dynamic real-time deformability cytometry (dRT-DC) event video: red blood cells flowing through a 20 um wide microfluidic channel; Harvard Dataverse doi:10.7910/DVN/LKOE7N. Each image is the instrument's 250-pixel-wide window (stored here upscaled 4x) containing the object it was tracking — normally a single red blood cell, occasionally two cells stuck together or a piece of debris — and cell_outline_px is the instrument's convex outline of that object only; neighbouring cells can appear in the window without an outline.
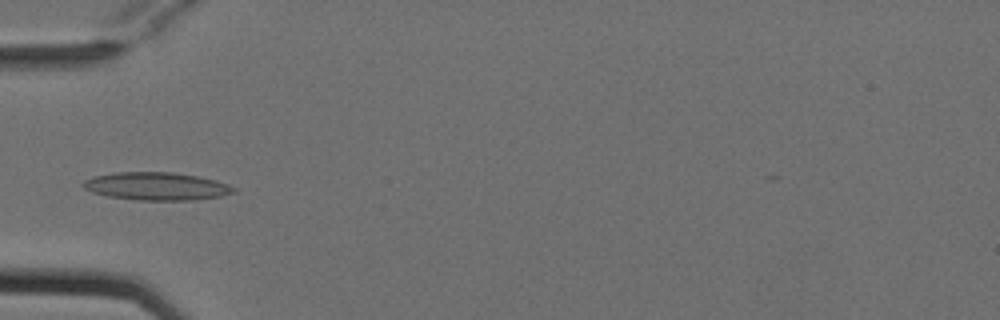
{"species": "Egyptian fruit bat (a non-hibernating species)", "species_latin": "Rousettus aegyptiacus", "temperature_condition": "cold", "stored_images_in_passage": 5, "camera_frame_rate_fps": 3000, "um_per_image_px": 0.085, "animal": {"sex": "female"}, "frame": {"image": 1, "passage_image": 4, "time_ms": 1.0, "image_size_px": [1000, 320], "cell_outline_px": [[236, 192], [220, 196], [192, 200], [140, 200], [108, 196], [92, 192], [84, 188], [80, 184], [84, 180], [92, 176], [116, 172], [172, 172], [196, 176], [228, 184], [236, 188]], "centroid_in_image_um": [13.26, 15.83], "position_along_channel_um": 71.7, "area_um2": 24.33}}
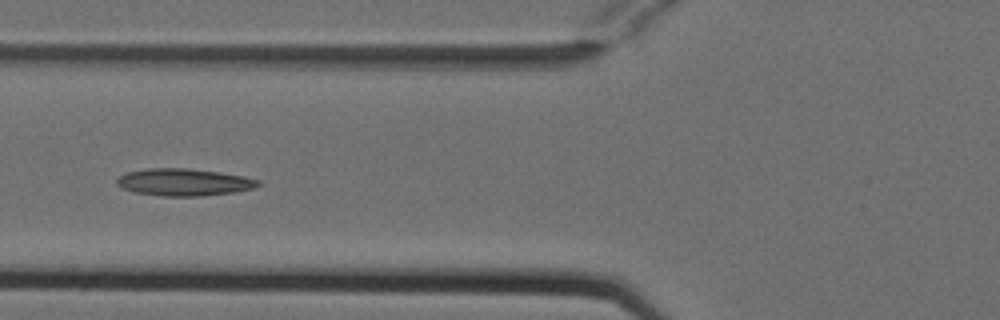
{"frame": {"image": 2, "passage_image": 5, "time_ms": 1.333, "image_size_px": [1000, 320], "cell_outline_px": [[260, 184], [252, 188], [232, 192], [200, 196], [164, 196], [136, 192], [124, 188], [116, 184], [116, 180], [120, 176], [128, 172], [144, 168], [184, 168], [220, 172], [244, 176], [260, 180]], "centroid_in_image_um": [15.63, 15.47], "position_along_channel_um": 110.2, "area_um2": 22.14}}